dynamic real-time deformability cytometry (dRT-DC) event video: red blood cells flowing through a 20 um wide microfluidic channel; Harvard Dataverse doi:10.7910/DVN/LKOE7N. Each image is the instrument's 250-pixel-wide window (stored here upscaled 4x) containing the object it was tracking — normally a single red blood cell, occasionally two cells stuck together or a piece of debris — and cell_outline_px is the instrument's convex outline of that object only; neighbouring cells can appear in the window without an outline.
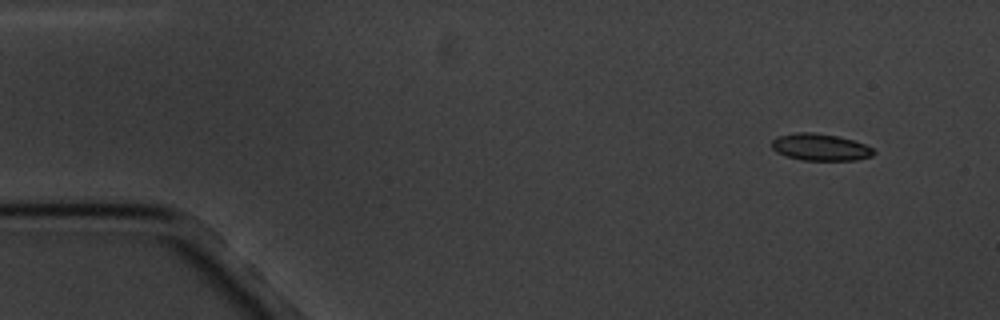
{"species": "common noctule bat (a hibernating species)", "species_latin": "Nyctalus noctula", "temperature_condition": "cold", "stored_images_in_passage": 11, "camera_frame_rate_fps": 3000, "um_per_image_px": 0.085, "animal": {"sex": "male", "body_mass_g": 20.1, "forearm_length_mm": 53.5}, "frame": {"image": 1, "passage_image": 1, "time_ms": 0.0, "image_size_px": [1000, 320], "cell_outline_px": [[876, 152], [872, 156], [856, 160], [800, 160], [776, 152], [772, 148], [772, 140], [776, 136], [796, 132], [812, 132], [836, 136], [852, 140], [864, 144], [872, 148]], "centroid_in_image_um": [69.7, 12.51], "position_along_channel_um": 15.3, "area_um2": 15.95}}
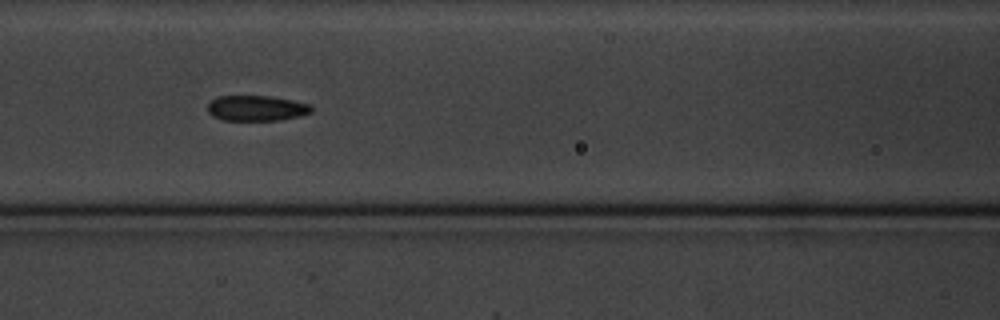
{"frame": {"image": 2, "passage_image": 7, "time_ms": 6.667, "image_size_px": [1000, 320], "cell_outline_px": [[312, 112], [300, 116], [280, 120], [224, 120], [212, 116], [208, 112], [208, 104], [216, 96], [272, 96], [312, 104]], "centroid_in_image_um": [21.82, 9.19], "position_along_channel_um": 144.8, "area_um2": 15.49}}
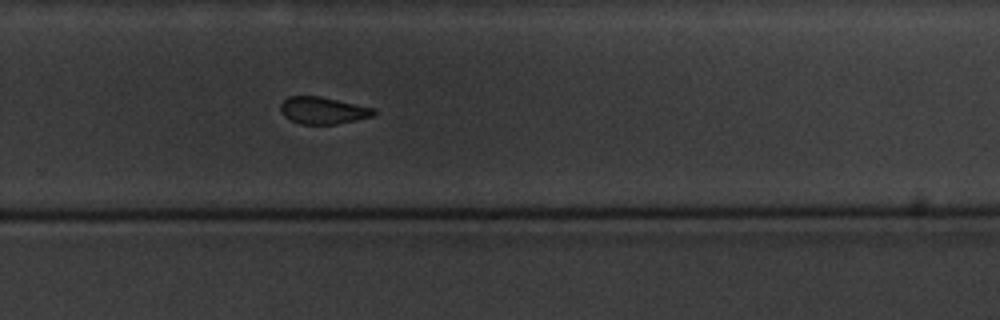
{"frame": {"image": 3, "passage_image": 11, "time_ms": 11.333, "image_size_px": [1000, 320], "cell_outline_px": [[376, 116], [336, 124], [300, 124], [284, 116], [280, 112], [280, 104], [288, 96], [320, 96], [372, 108], [376, 112]], "centroid_in_image_um": [27.43, 9.39], "position_along_channel_um": 302.4, "area_um2": 14.62}}